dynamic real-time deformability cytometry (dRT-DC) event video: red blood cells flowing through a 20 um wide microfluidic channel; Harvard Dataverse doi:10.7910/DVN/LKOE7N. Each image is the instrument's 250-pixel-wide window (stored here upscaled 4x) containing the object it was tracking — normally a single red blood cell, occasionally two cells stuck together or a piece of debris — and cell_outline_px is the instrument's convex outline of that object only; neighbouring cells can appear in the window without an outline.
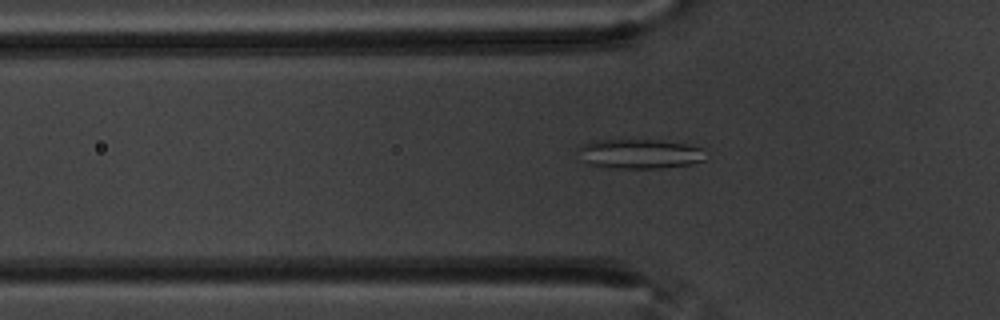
{"species": "common noctule bat (a hibernating species)", "species_latin": "Nyctalus noctula", "temperature_condition": "warm", "stored_images_in_passage": 59, "camera_frame_rate_fps": 3000, "um_per_image_px": 0.085, "animal": {"sex": "male", "body_mass_g": 20.1, "forearm_length_mm": 53.5}, "frame": {"image": 1, "passage_image": 20, "time_ms": 6.333, "image_size_px": [1000, 320], "cell_outline_px": [[704, 160], [692, 164], [664, 168], [608, 168], [588, 164], [584, 160], [580, 148], [584, 144], [596, 140], [660, 140], [688, 144], [704, 148]], "centroid_in_image_um": [54.45, 13.08], "position_along_channel_um": 71.4, "area_um2": 21.85}}
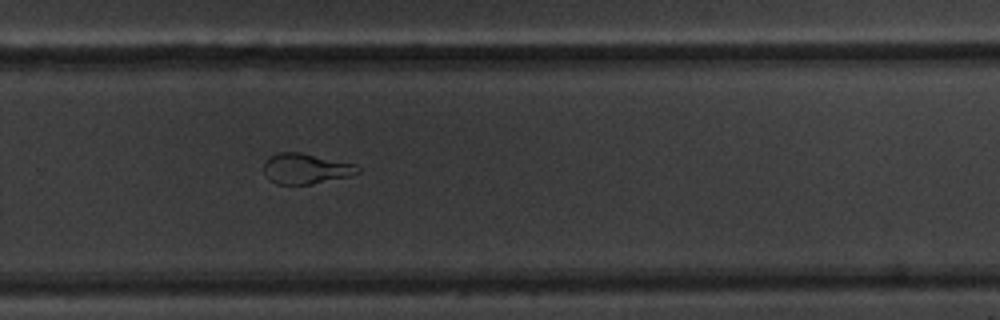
{"frame": {"image": 2, "passage_image": 40, "time_ms": 13.0, "image_size_px": [1000, 320], "cell_outline_px": [[360, 172], [348, 176], [312, 184], [276, 184], [268, 180], [264, 172], [264, 160], [268, 156], [276, 152], [300, 152], [356, 164], [360, 168]], "centroid_in_image_um": [25.95, 14.33], "position_along_channel_um": 303.9, "area_um2": 16.82}}
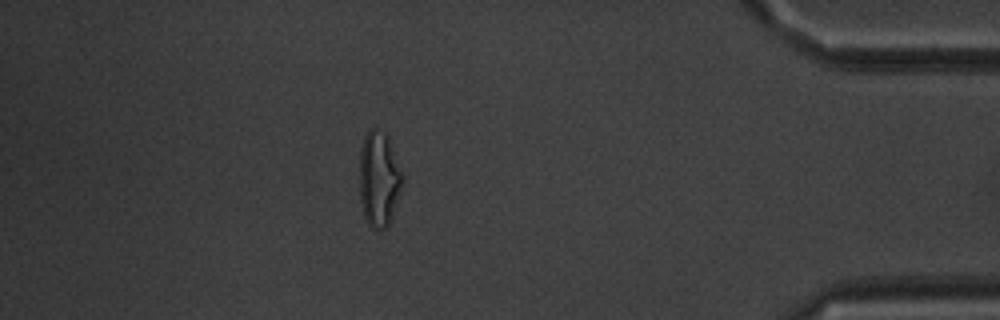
{"frame": {"image": 3, "passage_image": 52, "time_ms": 17.0, "image_size_px": [1000, 320], "cell_outline_px": [[404, 180], [392, 216], [388, 224], [384, 228], [372, 228], [368, 224], [364, 216], [360, 200], [360, 148], [364, 136], [368, 128], [376, 128], [384, 132], [388, 136], [404, 176]], "centroid_in_image_um": [32.21, 15.16], "position_along_channel_um": 403.0, "area_um2": 23.99}, "authors_computed_cell_mechanics": {"area_um2": 21.7328, "velocity_mm_per_s": 3.4884, "shape_relaxation_time_tau1_ms": 8.2625, "shape_relaxation_time_tau2_ms": 1.3281, "deformation_change_tau1": 0.2274, "deformation_change_tau2": 0.0671}}